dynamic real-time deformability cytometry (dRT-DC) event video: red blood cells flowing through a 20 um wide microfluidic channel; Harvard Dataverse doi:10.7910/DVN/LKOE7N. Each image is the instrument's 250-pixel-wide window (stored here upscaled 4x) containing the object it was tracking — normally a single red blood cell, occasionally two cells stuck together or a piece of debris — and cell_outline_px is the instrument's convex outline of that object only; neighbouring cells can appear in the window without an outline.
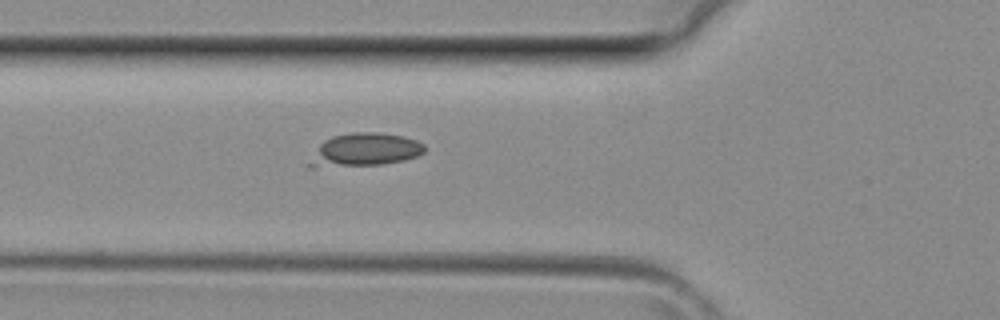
{"species": "common noctule bat (a hibernating species)", "species_latin": "Nyctalus noctula", "temperature_condition": "room temperature", "stored_images_in_passage": 25, "camera_frame_rate_fps": 3000, "um_per_image_px": 0.085, "animal": {"sex": "female", "body_mass_g": 29.2, "forearm_length_mm": 56.3}, "frame": {"image": 1, "passage_image": 2, "time_ms": 0.333, "image_size_px": [1000, 320], "cell_outline_px": [[424, 152], [416, 156], [404, 160], [384, 164], [312, 168], [308, 168], [304, 164], [320, 144], [324, 140], [332, 136], [356, 132], [376, 132], [404, 136], [416, 140], [424, 144]], "centroid_in_image_um": [30.92, 12.75], "position_along_channel_um": 94.9, "area_um2": 22.54}}
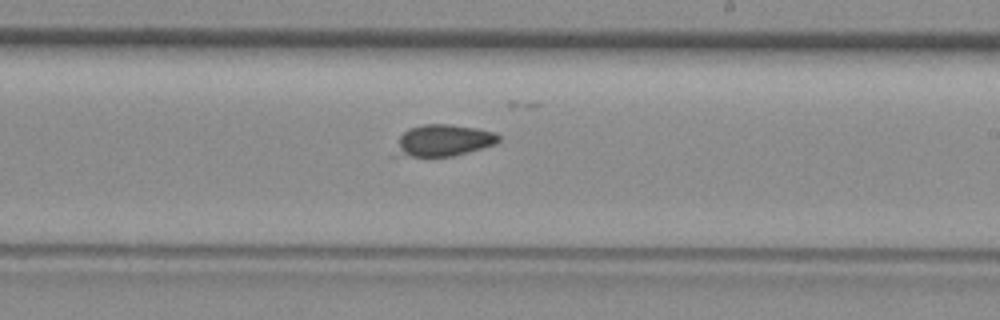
{"frame": {"image": 2, "passage_image": 11, "time_ms": 3.333, "image_size_px": [1000, 320], "cell_outline_px": [[500, 140], [492, 144], [480, 148], [452, 156], [412, 156], [400, 152], [400, 136], [408, 128], [424, 124], [448, 124], [476, 128], [496, 132], [500, 136]], "centroid_in_image_um": [37.78, 11.9], "position_along_channel_um": 251.2, "area_um2": 18.21}}
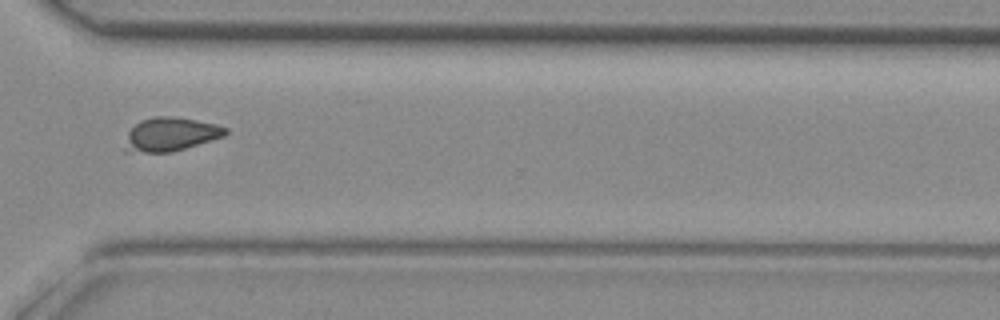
{"frame": {"image": 3, "passage_image": 17, "time_ms": 5.333, "image_size_px": [1000, 320], "cell_outline_px": [[228, 132], [224, 136], [172, 152], [124, 152], [124, 148], [128, 132], [140, 120], [156, 116], [176, 116], [216, 124], [228, 128]], "centroid_in_image_um": [14.49, 11.41], "position_along_channel_um": 356.1, "area_um2": 19.71}}